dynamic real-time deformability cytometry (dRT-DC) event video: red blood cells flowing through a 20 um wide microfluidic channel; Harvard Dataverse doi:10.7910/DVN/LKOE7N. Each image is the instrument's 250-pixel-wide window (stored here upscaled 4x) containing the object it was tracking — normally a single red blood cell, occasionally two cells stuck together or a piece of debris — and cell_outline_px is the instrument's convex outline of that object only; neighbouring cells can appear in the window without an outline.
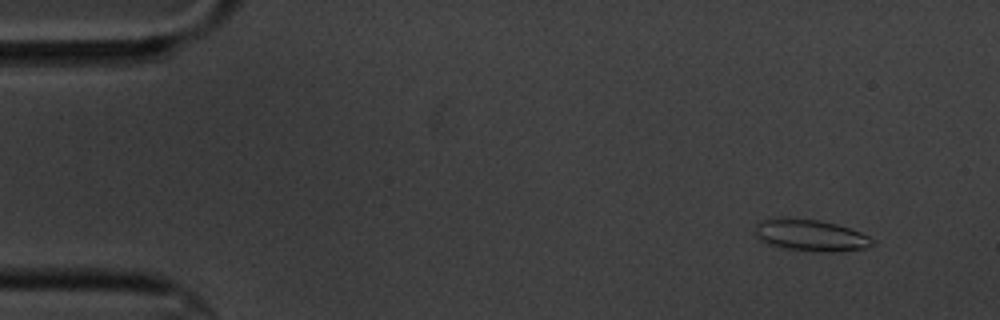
{"species": "common noctule bat (a hibernating species)", "species_latin": "Nyctalus noctula", "temperature_condition": "cold", "stored_images_in_passage": 5, "camera_frame_rate_fps": 3000, "um_per_image_px": 0.085, "animal": {"sex": "male", "body_mass_g": 20.1, "forearm_length_mm": 53.5}, "frame": {"image": 1, "passage_image": 2, "time_ms": 1.0, "image_size_px": [1000, 320], "cell_outline_px": [[876, 244], [864, 248], [832, 252], [820, 252], [788, 248], [772, 244], [760, 240], [756, 236], [756, 224], [764, 220], [820, 220], [836, 224], [860, 232], [868, 236]], "centroid_in_image_um": [68.98, 20.03], "position_along_channel_um": 16.0, "area_um2": 20.63}}
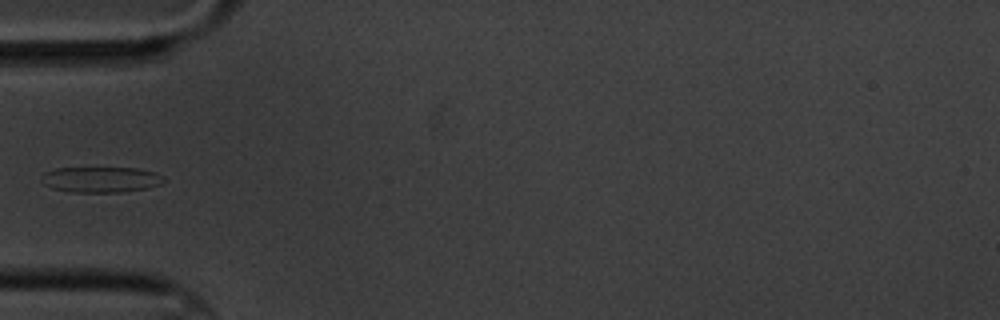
{"frame": {"image": 2, "passage_image": 5, "time_ms": 5.667, "image_size_px": [1000, 320], "cell_outline_px": [[168, 180], [160, 184], [148, 188], [120, 192], [72, 192], [52, 188], [44, 184], [40, 180], [40, 176], [44, 172], [56, 168], [136, 168], [156, 172], [164, 176]], "centroid_in_image_um": [8.59, 15.26], "position_along_channel_um": 76.4, "area_um2": 18.5}}